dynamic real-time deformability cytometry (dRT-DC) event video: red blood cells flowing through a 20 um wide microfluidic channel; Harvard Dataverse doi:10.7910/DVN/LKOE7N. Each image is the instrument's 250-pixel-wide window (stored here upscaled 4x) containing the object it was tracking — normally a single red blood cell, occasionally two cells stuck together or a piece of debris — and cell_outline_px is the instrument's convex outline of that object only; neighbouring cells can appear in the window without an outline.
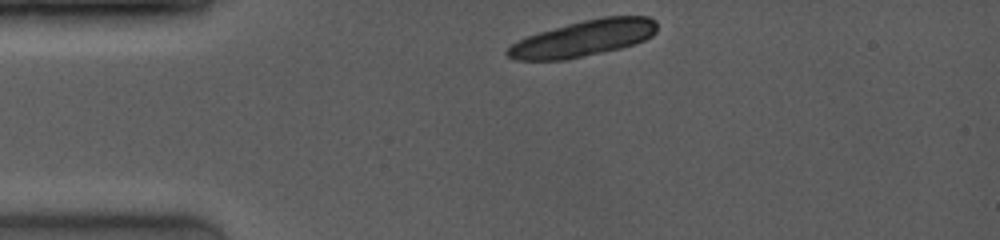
{"species": "common noctule bat (a hibernating species)", "species_latin": "Nyctalus noctula", "temperature_condition": "room temperature", "stored_images_in_passage": 2, "camera_frame_rate_fps": 4000, "um_per_image_px": 0.085, "animal": {"sex": "female", "body_mass_g": 19.0, "forearm_length_mm": 53.3}, "frame": {"image": 1, "passage_image": 1, "time_ms": 0.0, "image_size_px": [1000, 240], "cell_outline_px": [[656, 32], [652, 36], [636, 44], [620, 48], [564, 60], [516, 60], [508, 56], [504, 52], [512, 44], [528, 36], [540, 32], [568, 24], [584, 20], [604, 16], [648, 16], [656, 20]], "centroid_in_image_um": [49.62, 3.26], "position_along_channel_um": 35.4, "area_um2": 31.21}}